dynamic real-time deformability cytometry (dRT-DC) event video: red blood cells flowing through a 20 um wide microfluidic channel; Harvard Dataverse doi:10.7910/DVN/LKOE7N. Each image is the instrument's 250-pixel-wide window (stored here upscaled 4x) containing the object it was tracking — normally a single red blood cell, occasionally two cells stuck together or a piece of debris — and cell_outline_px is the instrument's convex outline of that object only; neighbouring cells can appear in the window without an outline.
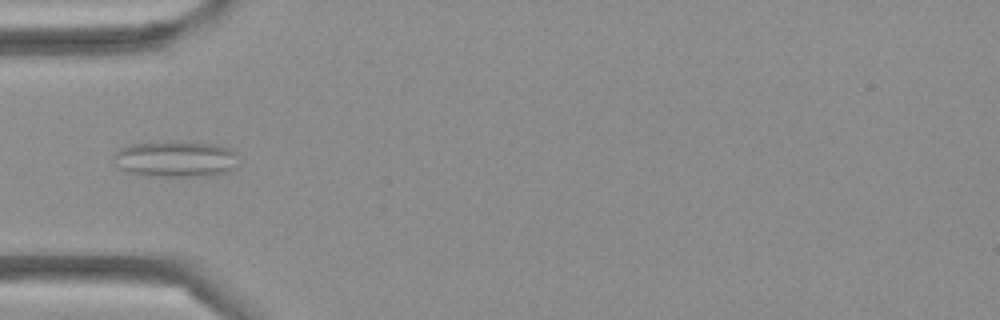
{"species": "Egyptian fruit bat (a non-hibernating species)", "species_latin": "Rousettus aegyptiacus", "temperature_condition": "cold", "stored_images_in_passage": 4, "camera_frame_rate_fps": 3000, "um_per_image_px": 0.085, "frame": {"image": 1, "passage_image": 4, "time_ms": 1.0, "image_size_px": [1000, 320], "cell_outline_px": [[240, 168], [232, 172], [208, 176], [144, 176], [128, 172], [120, 168], [112, 160], [112, 156], [120, 148], [132, 144], [188, 140], [216, 144], [232, 148], [236, 152]], "centroid_in_image_um": [15.03, 13.51], "position_along_channel_um": 70.0, "area_um2": 27.34}}